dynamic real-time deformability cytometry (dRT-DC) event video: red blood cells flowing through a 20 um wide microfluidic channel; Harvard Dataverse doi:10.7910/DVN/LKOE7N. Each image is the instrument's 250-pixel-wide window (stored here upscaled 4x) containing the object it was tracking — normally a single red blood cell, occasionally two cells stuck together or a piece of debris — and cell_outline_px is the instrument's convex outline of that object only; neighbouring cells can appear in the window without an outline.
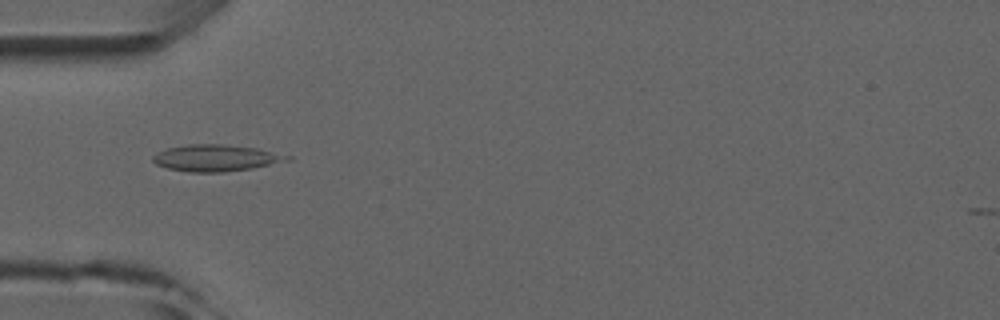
{"species": "common noctule bat (a hibernating species)", "species_latin": "Nyctalus noctula", "temperature_condition": "room temperature", "stored_images_in_passage": 5, "camera_frame_rate_fps": 3000, "um_per_image_px": 0.085, "animal": {"sex": "male", "forearm_length_mm": 52.5}, "frame": {"image": 1, "passage_image": 5, "time_ms": 4.667, "image_size_px": [1000, 320], "cell_outline_px": [[276, 160], [268, 164], [252, 168], [224, 172], [188, 172], [168, 168], [156, 164], [152, 160], [152, 156], [168, 148], [188, 144], [224, 144], [256, 148], [268, 152], [276, 156]], "centroid_in_image_um": [18.05, 13.43], "position_along_channel_um": 67.0, "area_um2": 19.54}}